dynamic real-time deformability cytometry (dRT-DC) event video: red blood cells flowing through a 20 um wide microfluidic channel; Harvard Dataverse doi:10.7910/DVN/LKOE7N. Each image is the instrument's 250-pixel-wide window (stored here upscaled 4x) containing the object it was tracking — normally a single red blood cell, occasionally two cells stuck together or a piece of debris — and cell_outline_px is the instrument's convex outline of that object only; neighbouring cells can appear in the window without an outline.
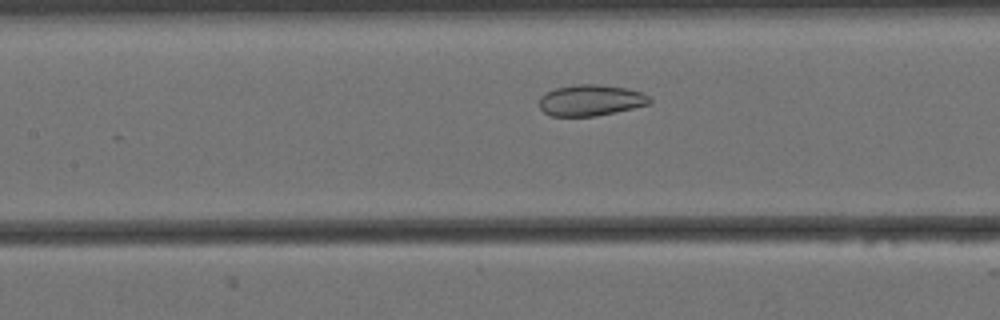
{"species": "Egyptian fruit bat (a non-hibernating species)", "species_latin": "Rousettus aegyptiacus", "temperature_condition": "cold", "stored_images_in_passage": 50, "camera_frame_rate_fps": 3000, "um_per_image_px": 0.085, "animal": {"sex": "female"}, "frame": {"image": 1, "passage_image": 17, "time_ms": 5.333, "image_size_px": [1000, 320], "cell_outline_px": [[652, 100], [648, 104], [616, 112], [596, 116], [552, 116], [544, 112], [540, 108], [540, 96], [556, 88], [576, 84], [596, 84], [628, 88], [640, 92], [648, 96]], "centroid_in_image_um": [50.2, 8.52], "position_along_channel_um": 157.2, "area_um2": 19.88}}
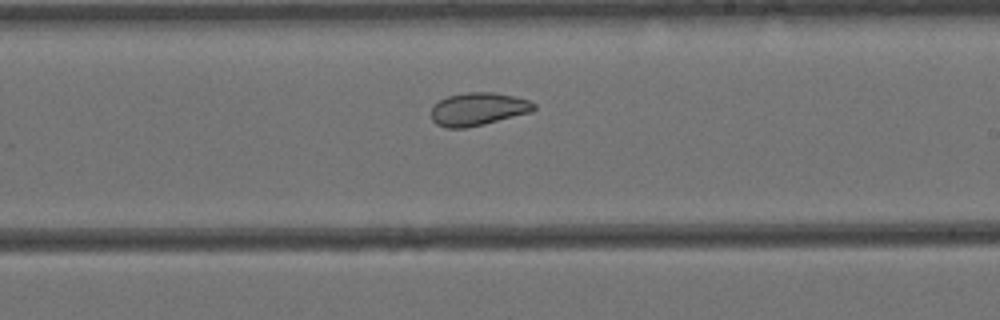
{"frame": {"image": 2, "passage_image": 25, "time_ms": 8.0, "image_size_px": [1000, 320], "cell_outline_px": [[536, 108], [532, 112], [484, 124], [464, 128], [448, 128], [436, 124], [432, 120], [432, 108], [440, 100], [448, 96], [468, 92], [492, 92], [512, 96], [528, 100], [536, 104]], "centroid_in_image_um": [40.66, 9.28], "position_along_channel_um": 248.3, "area_um2": 19.54}}
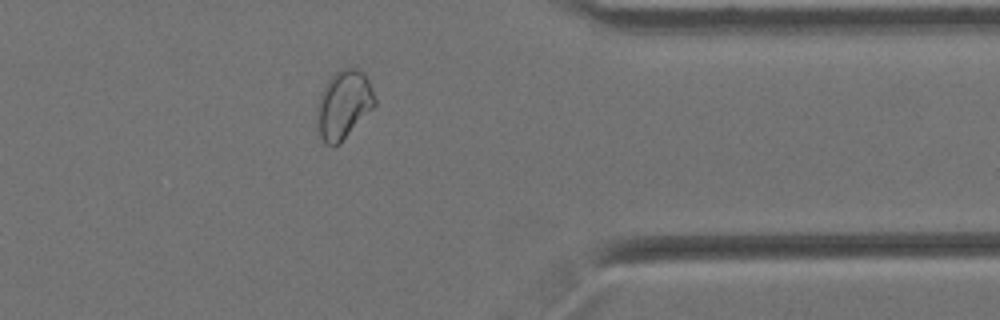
{"frame": {"image": 3, "passage_image": 38, "time_ms": 12.333, "image_size_px": [1000, 320], "cell_outline_px": [[376, 104], [340, 144], [332, 148], [324, 144], [320, 136], [316, 116], [316, 104], [320, 92], [328, 80], [340, 68], [356, 68], [364, 72], [372, 88], [376, 100]], "centroid_in_image_um": [29.18, 8.91], "position_along_channel_um": 382.2, "area_um2": 23.35}, "authors_computed_cell_mechanics": {"area_um2": 22.831, "velocity_mm_per_s": 3.4364, "shape_relaxation_time_tau1_ms": null, "shape_relaxation_time_tau2_ms": 1.8554, "deformation_change_tau1": null, "deformation_change_tau2": 0.0695}}